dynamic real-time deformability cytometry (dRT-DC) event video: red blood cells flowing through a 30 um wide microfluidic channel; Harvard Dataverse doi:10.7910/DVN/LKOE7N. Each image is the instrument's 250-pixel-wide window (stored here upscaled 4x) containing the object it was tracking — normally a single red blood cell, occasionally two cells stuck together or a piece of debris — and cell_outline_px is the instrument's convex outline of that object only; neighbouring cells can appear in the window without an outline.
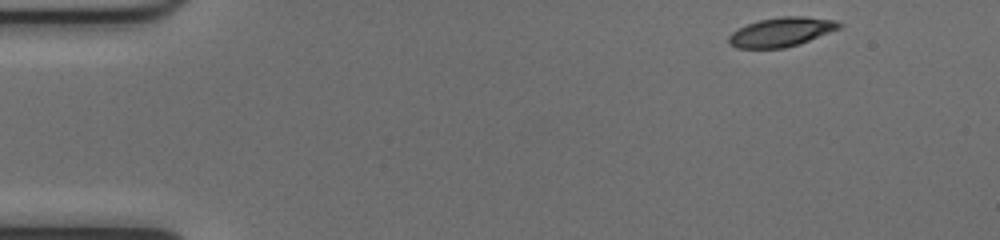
{"species": "common noctule bat (a hibernating species)", "species_latin": "Nyctalus noctula", "temperature_condition": "cold", "stored_images_in_passage": 48, "camera_frame_rate_fps": 3000, "um_per_image_px": 0.085, "animal": {"sex": "female", "body_mass_g": 17.0, "forearm_length_mm": 48.0}, "frame": {"image": 1, "passage_image": 1, "time_ms": 0.0, "image_size_px": [1000, 240], "cell_outline_px": [[844, 24], [840, 28], [800, 44], [784, 48], [736, 48], [728, 44], [728, 36], [732, 32], [748, 24], [760, 20], [780, 16], [804, 16], [836, 20]], "centroid_in_image_um": [66.43, 2.72], "position_along_channel_um": 18.6, "area_um2": 18.84}}
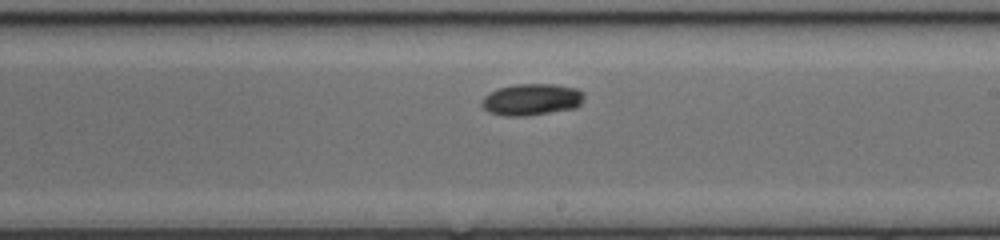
{"frame": {"image": 2, "passage_image": 26, "time_ms": 8.333, "image_size_px": [1000, 240], "cell_outline_px": [[584, 96], [580, 104], [576, 108], [524, 116], [504, 116], [488, 112], [480, 104], [480, 100], [484, 96], [500, 88], [516, 84], [556, 84], [576, 88], [584, 92]], "centroid_in_image_um": [45.18, 8.46], "position_along_channel_um": 243.8, "area_um2": 18.9}}
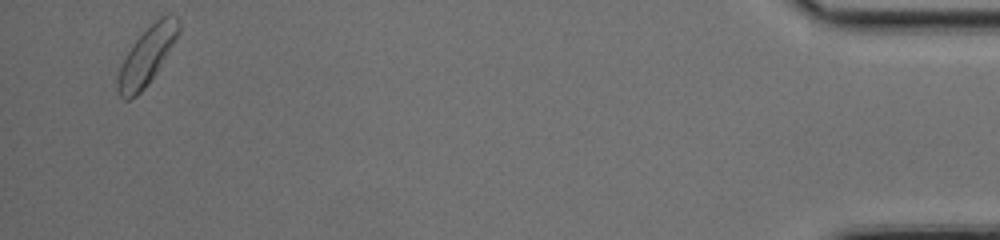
{"frame": {"image": 3, "passage_image": 46, "time_ms": 15.0, "image_size_px": [1000, 240], "cell_outline_px": [[180, 32], [156, 72], [148, 84], [136, 96], [128, 100], [124, 100], [116, 92], [116, 80], [120, 68], [132, 44], [160, 16], [176, 16], [180, 20]], "centroid_in_image_um": [12.46, 4.79], "position_along_channel_um": 422.7, "area_um2": 20.0}, "authors_computed_cell_mechanics": {"area_um2": 18.9295, "velocity_mm_per_s": 3.9451, "shape_relaxation_time_tau1_ms": 2.1957, "shape_relaxation_time_tau2_ms": null, "deformation_change_tau1": 0.1284, "deformation_change_tau2": null}}